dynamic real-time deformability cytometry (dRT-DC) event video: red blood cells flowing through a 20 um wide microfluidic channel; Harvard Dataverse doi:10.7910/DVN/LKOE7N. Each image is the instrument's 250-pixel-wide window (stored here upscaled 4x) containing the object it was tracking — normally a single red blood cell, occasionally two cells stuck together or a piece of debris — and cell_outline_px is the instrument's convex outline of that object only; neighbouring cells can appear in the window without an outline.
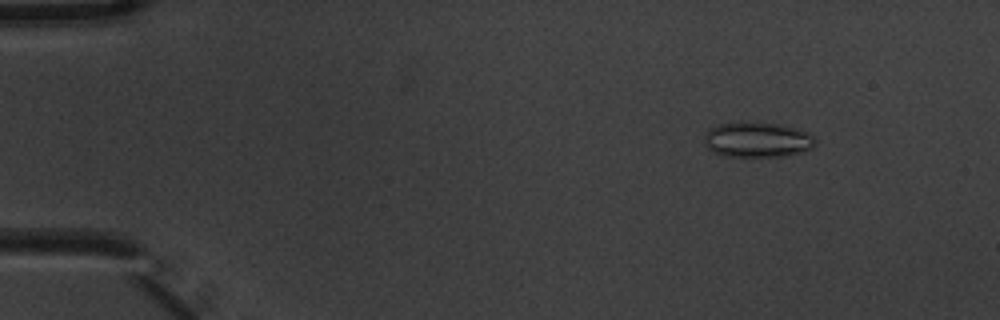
{"species": "common noctule bat (a hibernating species)", "species_latin": "Nyctalus noctula", "temperature_condition": "warm", "stored_images_in_passage": 4, "camera_frame_rate_fps": 3000, "um_per_image_px": 0.085, "animal": {"sex": "male", "body_mass_g": 20.1, "forearm_length_mm": 53.5}, "frame": {"image": 1, "passage_image": 2, "time_ms": 0.333, "image_size_px": [1000, 320], "cell_outline_px": [[816, 144], [812, 148], [804, 152], [784, 156], [724, 156], [712, 152], [704, 144], [704, 140], [708, 128], [716, 124], [740, 120], [780, 124], [796, 128], [808, 132], [816, 140]], "centroid_in_image_um": [64.35, 11.85], "position_along_channel_um": 20.7, "area_um2": 23.41}}
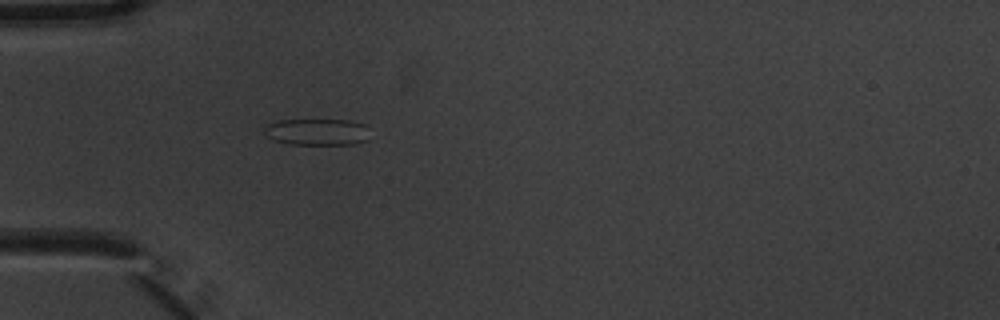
{"frame": {"image": 2, "passage_image": 4, "time_ms": 1.0, "image_size_px": [1000, 320], "cell_outline_px": [[368, 140], [356, 144], [288, 144], [272, 140], [264, 132], [264, 128], [268, 124], [280, 120], [348, 120], [364, 124]], "centroid_in_image_um": [26.92, 11.22], "position_along_channel_um": 58.1, "area_um2": 16.24}}